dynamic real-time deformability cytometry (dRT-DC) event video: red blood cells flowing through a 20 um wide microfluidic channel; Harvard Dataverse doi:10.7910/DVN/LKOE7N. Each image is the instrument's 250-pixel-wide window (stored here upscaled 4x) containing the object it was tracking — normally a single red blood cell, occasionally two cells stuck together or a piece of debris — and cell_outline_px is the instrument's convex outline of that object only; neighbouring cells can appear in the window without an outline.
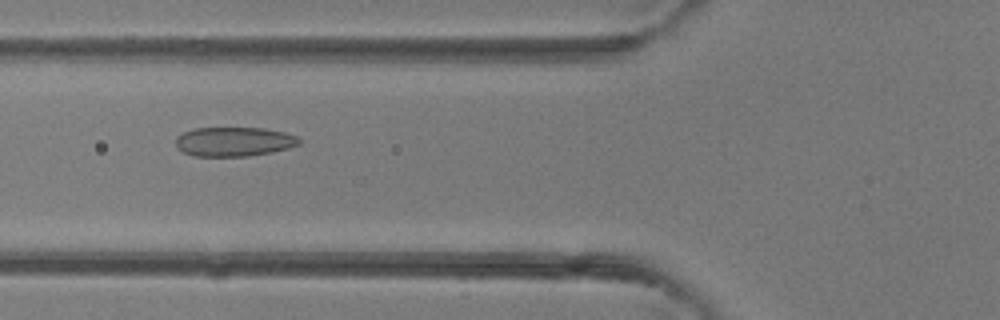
{"species": "common noctule bat (a hibernating species)", "species_latin": "Nyctalus noctula", "temperature_condition": "room temperature", "stored_images_in_passage": 4, "camera_frame_rate_fps": 3000, "um_per_image_px": 0.085, "animal": {"sex": "female"}, "frame": {"image": 1, "passage_image": 4, "time_ms": 3.333, "image_size_px": [1000, 320], "cell_outline_px": [[300, 144], [288, 148], [272, 152], [248, 156], [196, 156], [184, 152], [176, 148], [176, 136], [184, 132], [196, 128], [264, 128], [284, 132], [296, 136], [300, 140]], "centroid_in_image_um": [19.88, 12.04], "position_along_channel_um": 105.9, "area_um2": 21.04}}